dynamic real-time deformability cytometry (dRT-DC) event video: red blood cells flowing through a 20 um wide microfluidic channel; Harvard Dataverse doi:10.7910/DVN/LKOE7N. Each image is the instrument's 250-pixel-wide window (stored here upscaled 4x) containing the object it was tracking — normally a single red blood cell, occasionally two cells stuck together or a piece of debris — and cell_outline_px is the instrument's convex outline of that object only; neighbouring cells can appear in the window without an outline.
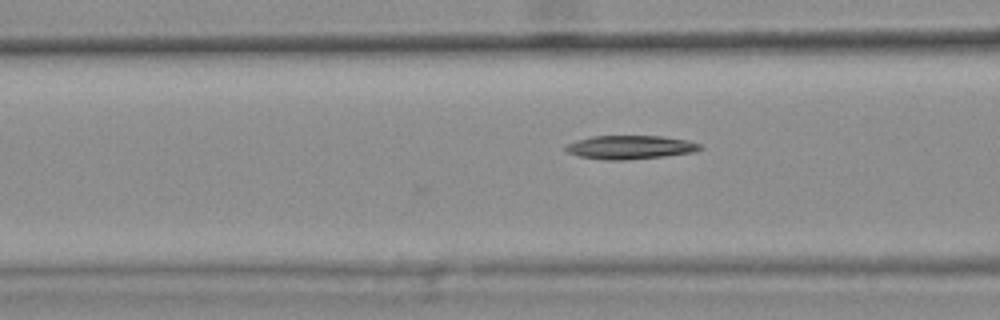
{"species": "common noctule bat (a hibernating species)", "species_latin": "Nyctalus noctula", "temperature_condition": "warm", "stored_images_in_passage": 4, "camera_frame_rate_fps": 3000, "um_per_image_px": 0.085, "animal": {"sex": "female", "body_mass_g": 25.1}, "frame": {"image": 1, "passage_image": 4, "time_ms": 1.0, "image_size_px": [1000, 320], "cell_outline_px": [[704, 148], [696, 152], [664, 156], [624, 160], [604, 160], [580, 156], [568, 152], [564, 148], [568, 144], [576, 140], [592, 136], [660, 136], [688, 140], [700, 144]], "centroid_in_image_um": [53.6, 12.51], "position_along_channel_um": 113.0, "area_um2": 18.5}}